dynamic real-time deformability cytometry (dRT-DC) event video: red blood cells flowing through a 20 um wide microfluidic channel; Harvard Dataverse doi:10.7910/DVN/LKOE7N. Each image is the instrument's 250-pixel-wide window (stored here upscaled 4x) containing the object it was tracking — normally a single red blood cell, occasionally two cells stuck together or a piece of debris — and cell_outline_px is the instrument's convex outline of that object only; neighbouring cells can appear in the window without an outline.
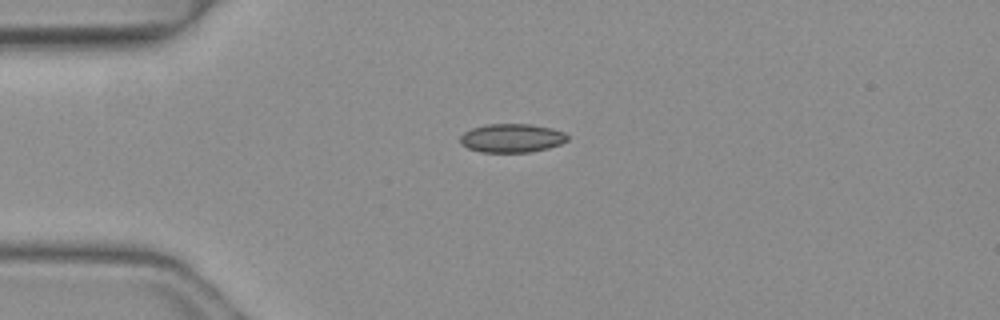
{"species": "common noctule bat (a hibernating species)", "species_latin": "Nyctalus noctula", "temperature_condition": "warm", "stored_images_in_passage": 1, "camera_frame_rate_fps": 3000, "um_per_image_px": 0.085, "animal": {"sex": "female", "body_mass_g": 19.3, "forearm_length_mm": 54.1}, "frame": {"image": 1, "passage_image": 1, "time_ms": 0.0, "image_size_px": [1000, 320], "cell_outline_px": [[568, 140], [560, 144], [548, 148], [528, 152], [484, 152], [468, 148], [460, 144], [460, 136], [464, 132], [472, 128], [488, 124], [532, 124], [552, 128], [564, 132], [568, 136]], "centroid_in_image_um": [43.51, 11.73], "position_along_channel_um": 41.5, "area_um2": 17.92}}